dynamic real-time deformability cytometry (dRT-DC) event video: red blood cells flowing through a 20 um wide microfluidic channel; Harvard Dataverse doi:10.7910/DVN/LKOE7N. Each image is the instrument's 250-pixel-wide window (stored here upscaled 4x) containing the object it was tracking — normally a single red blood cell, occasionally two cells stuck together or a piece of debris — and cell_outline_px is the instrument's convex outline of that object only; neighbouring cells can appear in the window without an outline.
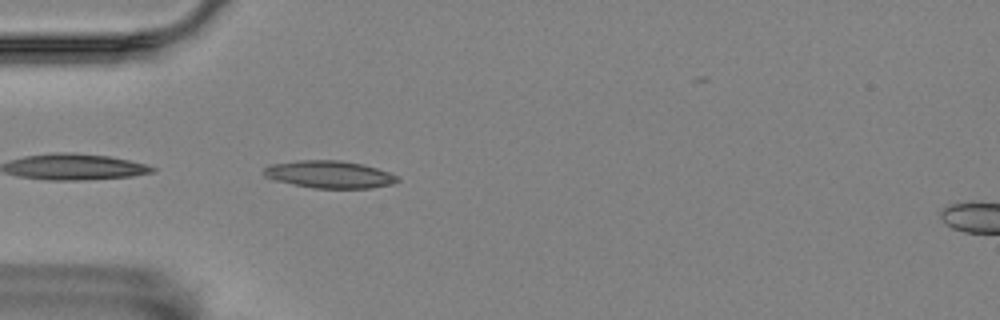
{"species": "Egyptian fruit bat (a non-hibernating species)", "species_latin": "Rousettus aegyptiacus", "temperature_condition": "room temperature", "stored_images_in_passage": 36, "camera_frame_rate_fps": 3000, "um_per_image_px": 0.085, "animal": {"sex": "female"}, "frame": {"image": 1, "passage_image": 1, "time_ms": 0.0, "image_size_px": [1000, 320], "cell_outline_px": [[400, 180], [392, 184], [372, 188], [312, 188], [272, 180], [264, 176], [264, 168], [268, 164], [296, 160], [340, 160], [360, 164], [376, 168], [400, 176]], "centroid_in_image_um": [27.97, 14.82], "position_along_channel_um": 57.0, "area_um2": 21.5}}
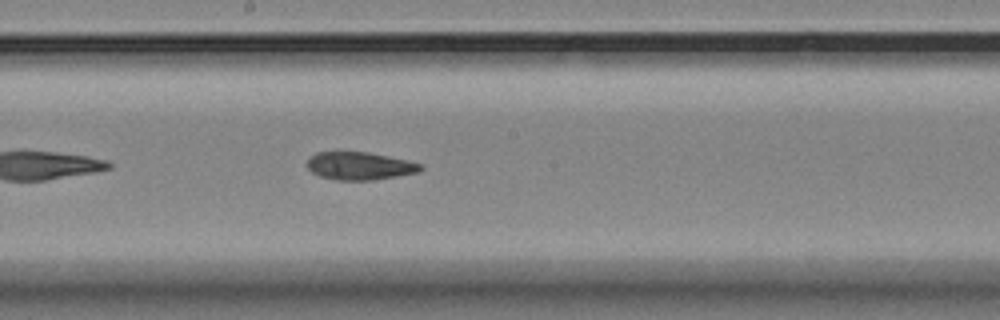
{"frame": {"image": 2, "passage_image": 15, "time_ms": 4.667, "image_size_px": [1000, 320], "cell_outline_px": [[424, 168], [416, 172], [372, 180], [336, 180], [320, 176], [312, 172], [304, 164], [308, 156], [316, 152], [368, 152], [388, 156], [420, 164]], "centroid_in_image_um": [30.46, 14.09], "position_along_channel_um": 217.7, "area_um2": 18.26}}
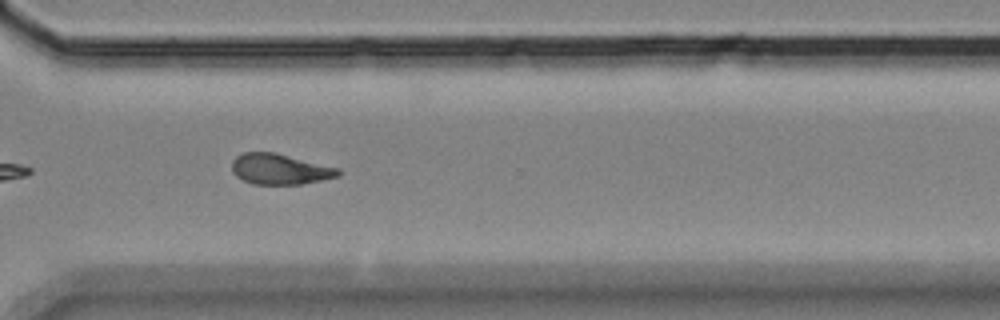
{"frame": {"image": 3, "passage_image": 26, "time_ms": 8.333, "image_size_px": [1000, 320], "cell_outline_px": [[340, 176], [300, 184], [252, 184], [240, 180], [232, 172], [232, 160], [236, 156], [244, 152], [276, 152], [340, 168]], "centroid_in_image_um": [23.77, 14.37], "position_along_channel_um": 346.8, "area_um2": 19.19}, "authors_computed_cell_mechanics": {"area_um2": 19.3052, "velocity_mm_per_s": 3.5285, "shape_relaxation_time_tau1_ms": 3.6534, "shape_relaxation_time_tau2_ms": 3.8762, "deformation_change_tau1": 0.1831, "deformation_change_tau2": 0.1122}}